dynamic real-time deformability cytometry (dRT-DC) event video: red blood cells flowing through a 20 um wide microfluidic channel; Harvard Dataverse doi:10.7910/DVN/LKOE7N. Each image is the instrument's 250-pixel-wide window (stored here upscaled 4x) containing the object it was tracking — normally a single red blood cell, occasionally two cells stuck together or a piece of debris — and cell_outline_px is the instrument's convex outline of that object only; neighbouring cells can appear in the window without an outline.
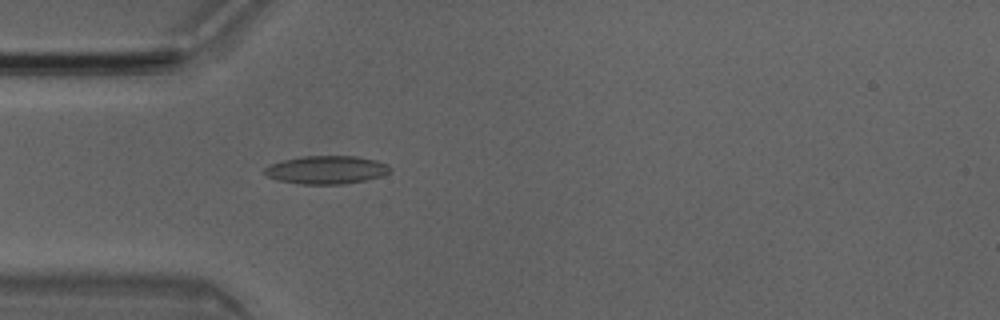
{"species": "Egyptian fruit bat (a non-hibernating species)", "species_latin": "Rousettus aegyptiacus", "temperature_condition": "room temperature", "stored_images_in_passage": 50, "camera_frame_rate_fps": 3000, "um_per_image_px": 0.085, "animal": {"sex": "male"}, "frame": {"image": 1, "passage_image": 14, "time_ms": 4.333, "image_size_px": [1000, 320], "cell_outline_px": [[392, 168], [388, 172], [380, 176], [364, 180], [344, 184], [300, 184], [276, 180], [268, 176], [264, 172], [264, 168], [268, 164], [300, 156], [356, 156], [376, 160], [388, 164]], "centroid_in_image_um": [27.72, 14.43], "position_along_channel_um": 57.3, "area_um2": 20.63}}
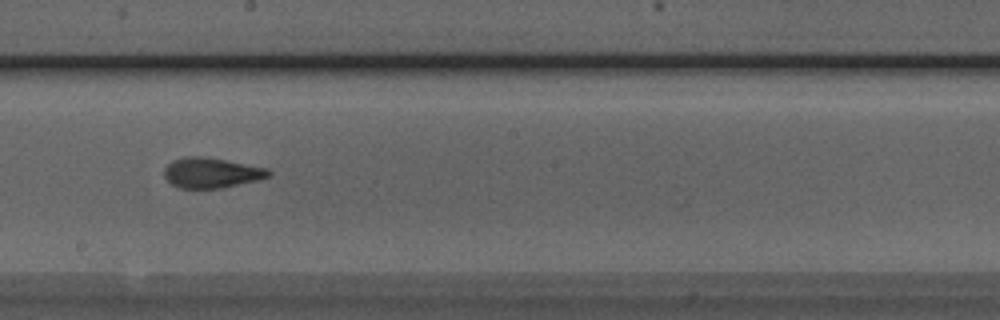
{"frame": {"image": 2, "passage_image": 27, "time_ms": 8.667, "image_size_px": [1000, 320], "cell_outline_px": [[272, 176], [256, 180], [220, 188], [180, 188], [172, 184], [164, 176], [164, 168], [172, 160], [184, 156], [204, 156], [268, 168], [272, 172]], "centroid_in_image_um": [17.96, 14.67], "position_along_channel_um": 230.2, "area_um2": 18.38}}
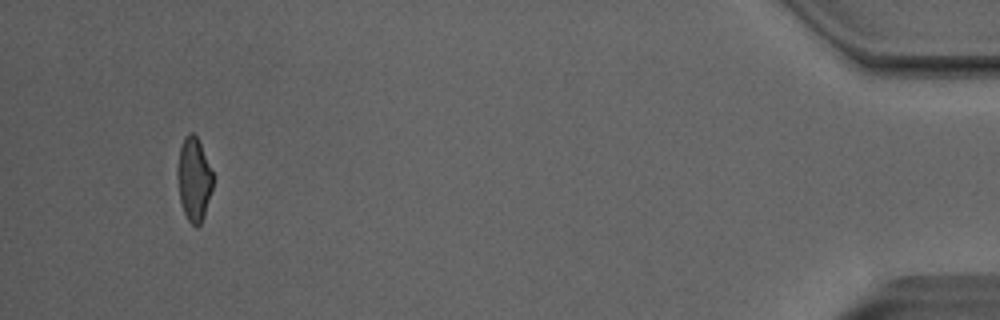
{"frame": {"image": 3, "passage_image": 47, "time_ms": 15.333, "image_size_px": [1000, 320], "cell_outline_px": [[212, 188], [204, 216], [200, 224], [196, 228], [188, 220], [184, 212], [180, 200], [176, 172], [180, 148], [184, 136], [188, 132], [192, 132], [196, 136], [200, 144], [212, 172]], "centroid_in_image_um": [16.46, 15.24], "position_along_channel_um": 418.7, "area_um2": 17.05}, "authors_computed_cell_mechanics": {"area_um2": 18.496, "velocity_mm_per_s": 4.0453, "shape_relaxation_time_tau1_ms": null, "shape_relaxation_time_tau2_ms": 1.2257, "deformation_change_tau1": null, "deformation_change_tau2": 0.0912}}